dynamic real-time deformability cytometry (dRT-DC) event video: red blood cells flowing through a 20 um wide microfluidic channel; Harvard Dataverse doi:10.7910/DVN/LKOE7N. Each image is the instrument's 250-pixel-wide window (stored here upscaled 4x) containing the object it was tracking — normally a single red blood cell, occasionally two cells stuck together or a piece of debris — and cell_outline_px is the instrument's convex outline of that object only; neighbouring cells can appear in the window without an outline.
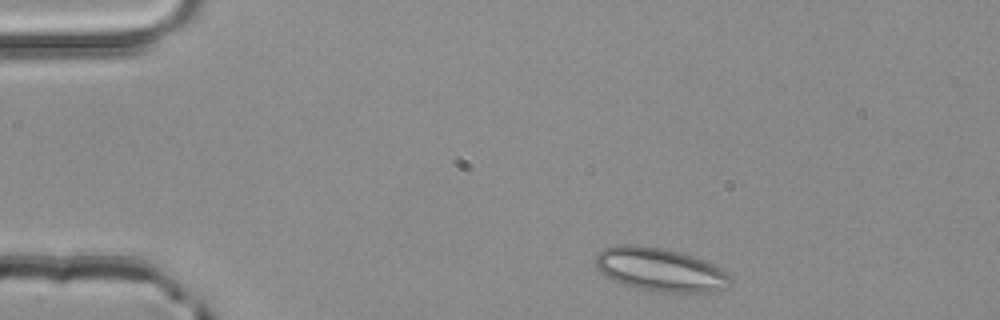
{"species": "common noctule bat (a hibernating species)", "species_latin": "Nyctalus noctula", "temperature_condition": "room temperature", "stored_images_in_passage": 2, "camera_frame_rate_fps": 3000, "um_per_image_px": 0.085, "animal": {"sex": "male", "body_mass_g": 20.4}, "frame": {"image": 1, "passage_image": 1, "time_ms": 0.0, "image_size_px": [1000, 320], "cell_outline_px": [[732, 280], [724, 288], [708, 292], [652, 292], [636, 288], [612, 280], [596, 264], [596, 252], [604, 248], [616, 244], [632, 244], [664, 248], [680, 252], [704, 260], [720, 268]], "centroid_in_image_um": [56.08, 22.91], "position_along_channel_um": 28.9, "area_um2": 33.87}}